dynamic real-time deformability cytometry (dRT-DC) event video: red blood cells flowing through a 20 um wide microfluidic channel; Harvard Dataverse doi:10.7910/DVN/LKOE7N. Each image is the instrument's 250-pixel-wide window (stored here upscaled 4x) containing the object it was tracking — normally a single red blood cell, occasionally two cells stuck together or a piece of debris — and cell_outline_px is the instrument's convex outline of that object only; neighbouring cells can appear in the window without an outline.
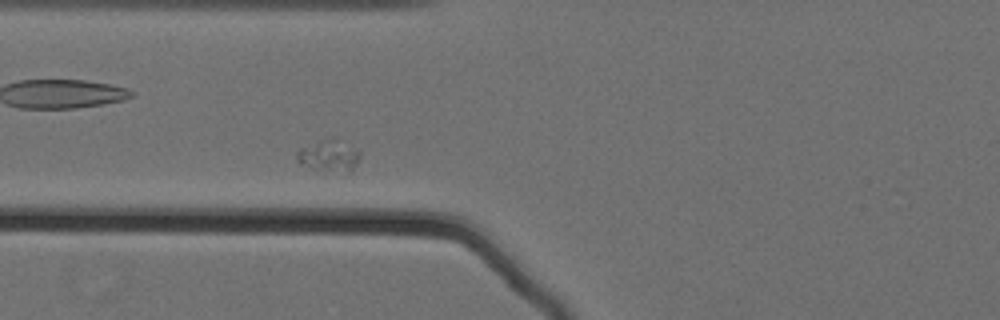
{"species": "Egyptian fruit bat (a non-hibernating species)", "species_latin": "Rousettus aegyptiacus", "temperature_condition": "cold", "stored_images_in_passage": 55, "camera_frame_rate_fps": 3000, "um_per_image_px": 0.085, "animal": {"sex": "female"}, "frame": {"image": 1, "passage_image": 19, "time_ms": 6.0, "image_size_px": [1000, 320], "cell_outline_px": [[360, 156], [352, 172], [324, 172], [312, 168], [296, 160], [296, 152], [300, 148], [332, 136], [336, 136], [360, 148]], "centroid_in_image_um": [28.04, 13.21], "position_along_channel_um": 97.8, "area_um2": 12.25}}
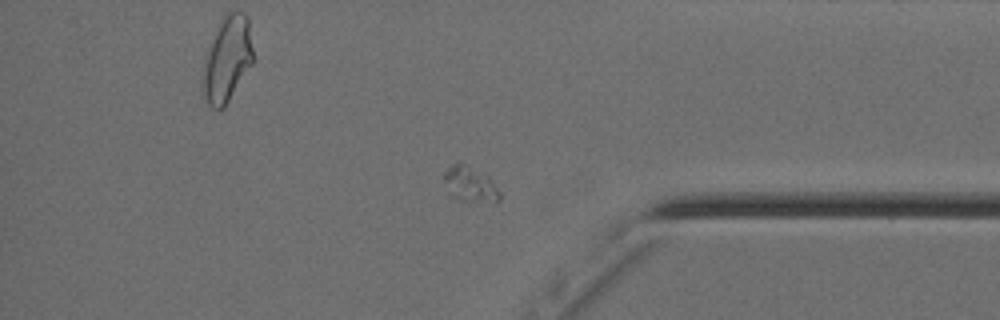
{"frame": {"image": 2, "passage_image": 47, "time_ms": 15.333, "image_size_px": [1000, 320], "cell_outline_px": [[500, 200], [460, 200], [452, 196], [444, 180], [444, 172], [452, 164], [460, 160], [488, 176], [500, 192]], "centroid_in_image_um": [39.93, 15.59], "position_along_channel_um": 395.3, "area_um2": 11.1}}
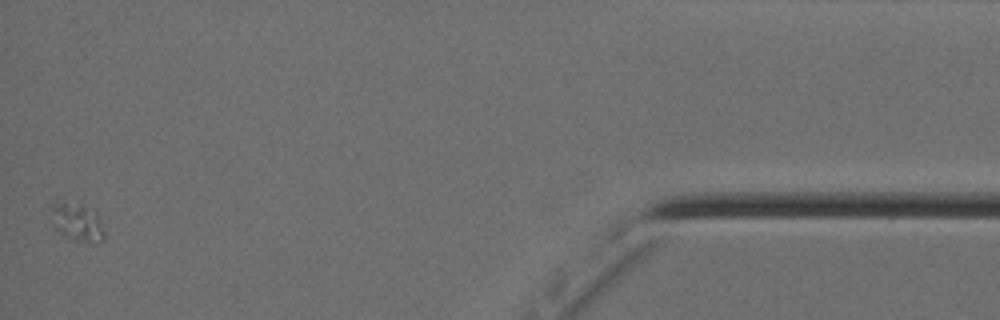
{"frame": {"image": 3, "passage_image": 55, "time_ms": 18.0, "image_size_px": [1000, 320], "cell_outline_px": [[104, 240], [72, 240], [64, 236], [56, 228], [52, 208], [52, 200], [56, 196], [80, 200], [96, 212], [100, 220], [104, 232]], "centroid_in_image_um": [6.51, 18.69], "position_along_channel_um": 428.7, "area_um2": 12.31}}